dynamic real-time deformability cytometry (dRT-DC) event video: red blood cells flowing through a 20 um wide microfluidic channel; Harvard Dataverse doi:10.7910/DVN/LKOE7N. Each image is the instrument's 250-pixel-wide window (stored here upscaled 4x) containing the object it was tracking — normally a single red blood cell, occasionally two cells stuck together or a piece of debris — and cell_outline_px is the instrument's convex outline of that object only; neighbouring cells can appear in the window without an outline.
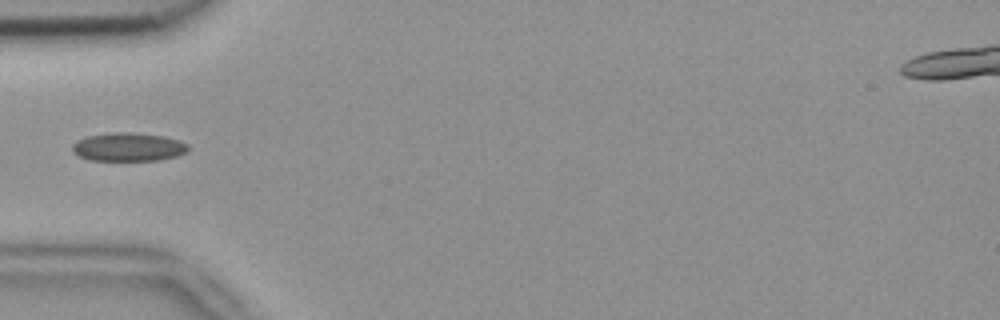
{"species": "common noctule bat (a hibernating species)", "species_latin": "Nyctalus noctula", "temperature_condition": "room temperature", "stored_images_in_passage": 7, "camera_frame_rate_fps": 3000, "um_per_image_px": 0.085, "animal": {"sex": "female", "body_mass_g": 18.4}, "frame": {"image": 1, "passage_image": 6, "time_ms": 1.667, "image_size_px": [1000, 320], "cell_outline_px": [[188, 148], [184, 152], [176, 156], [160, 160], [88, 160], [72, 152], [72, 144], [76, 140], [88, 136], [116, 132], [128, 132], [164, 136], [180, 140], [188, 144]], "centroid_in_image_um": [10.89, 12.49], "position_along_channel_um": 74.1, "area_um2": 19.13}}